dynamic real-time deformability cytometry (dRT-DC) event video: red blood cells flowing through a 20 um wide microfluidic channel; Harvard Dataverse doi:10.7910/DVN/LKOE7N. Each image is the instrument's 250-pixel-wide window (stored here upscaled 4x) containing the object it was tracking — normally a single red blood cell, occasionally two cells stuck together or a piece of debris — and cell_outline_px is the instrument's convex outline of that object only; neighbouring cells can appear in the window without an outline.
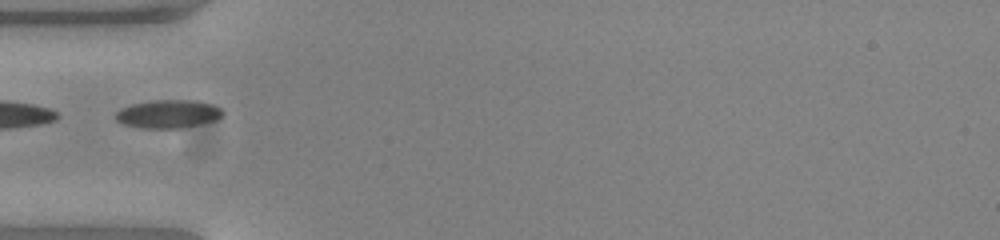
{"species": "common noctule bat (a hibernating species)", "species_latin": "Nyctalus noctula", "temperature_condition": "warm", "stored_images_in_passage": 36, "camera_frame_rate_fps": 3000, "um_per_image_px": 0.085, "animal": {"sex": "female", "body_mass_g": 23.0, "forearm_length_mm": 53.4}, "frame": {"image": 1, "passage_image": 1, "time_ms": 0.0, "image_size_px": [1000, 240], "cell_outline_px": [[224, 112], [216, 120], [180, 128], [140, 128], [124, 124], [116, 120], [112, 116], [120, 108], [132, 104], [152, 100], [196, 100], [216, 104]], "centroid_in_image_um": [14.27, 9.67], "position_along_channel_um": 70.7, "area_um2": 17.8}}